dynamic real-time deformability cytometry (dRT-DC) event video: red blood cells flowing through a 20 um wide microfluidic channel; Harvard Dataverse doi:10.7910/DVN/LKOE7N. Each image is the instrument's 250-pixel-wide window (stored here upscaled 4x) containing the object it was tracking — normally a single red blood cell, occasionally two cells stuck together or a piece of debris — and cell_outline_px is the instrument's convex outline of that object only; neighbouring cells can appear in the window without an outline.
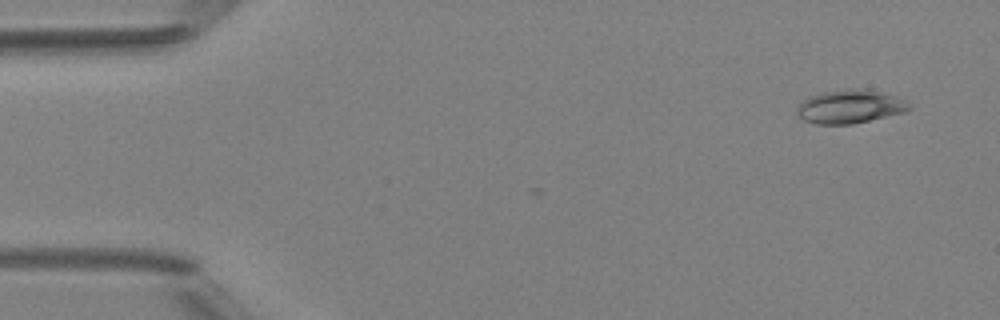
{"species": "Egyptian fruit bat (a non-hibernating species)", "species_latin": "Rousettus aegyptiacus", "temperature_condition": "room temperature", "stored_images_in_passage": 4, "camera_frame_rate_fps": 3000, "um_per_image_px": 0.085, "animal": {"sex": "female"}, "frame": {"image": 1, "passage_image": 4, "time_ms": 1.0, "image_size_px": [1000, 320], "cell_outline_px": [[912, 108], [904, 112], [852, 124], [816, 124], [804, 120], [796, 112], [796, 108], [808, 96], [824, 92], [848, 88], [864, 88], [880, 92], [908, 100]], "centroid_in_image_um": [72.26, 9.05], "position_along_channel_um": 12.7, "area_um2": 21.91}}